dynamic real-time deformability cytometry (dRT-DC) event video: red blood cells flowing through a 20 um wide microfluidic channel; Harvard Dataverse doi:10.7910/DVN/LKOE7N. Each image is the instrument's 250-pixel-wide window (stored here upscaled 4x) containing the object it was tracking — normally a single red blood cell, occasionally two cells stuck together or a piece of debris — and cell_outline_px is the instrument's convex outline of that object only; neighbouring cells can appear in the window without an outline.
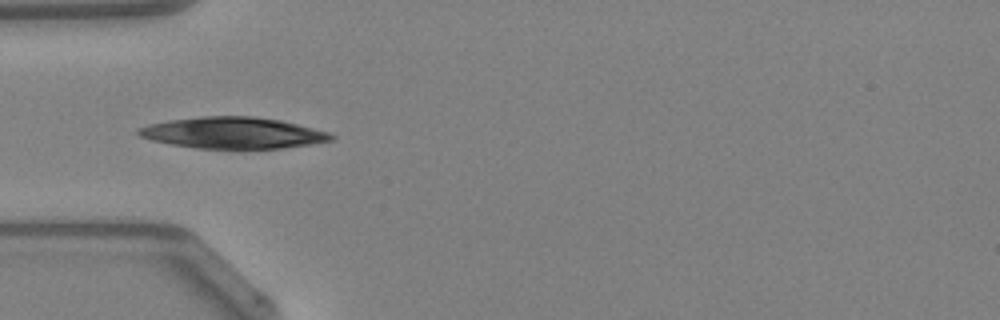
{"species": "Egyptian fruit bat (a non-hibernating species)", "species_latin": "Rousettus aegyptiacus", "temperature_condition": "warm", "stored_images_in_passage": 15, "camera_frame_rate_fps": 3000, "um_per_image_px": 0.085, "animal": {"sex": "female"}, "frame": {"image": 1, "passage_image": 3, "time_ms": 0.667, "image_size_px": [1000, 320], "cell_outline_px": [[336, 136], [332, 140], [312, 144], [284, 148], [240, 152], [196, 148], [172, 144], [152, 140], [140, 136], [136, 132], [136, 128], [148, 124], [168, 120], [200, 116], [252, 116], [280, 120], [328, 132]], "centroid_in_image_um": [19.8, 11.33], "position_along_channel_um": 65.2, "area_um2": 36.36}}